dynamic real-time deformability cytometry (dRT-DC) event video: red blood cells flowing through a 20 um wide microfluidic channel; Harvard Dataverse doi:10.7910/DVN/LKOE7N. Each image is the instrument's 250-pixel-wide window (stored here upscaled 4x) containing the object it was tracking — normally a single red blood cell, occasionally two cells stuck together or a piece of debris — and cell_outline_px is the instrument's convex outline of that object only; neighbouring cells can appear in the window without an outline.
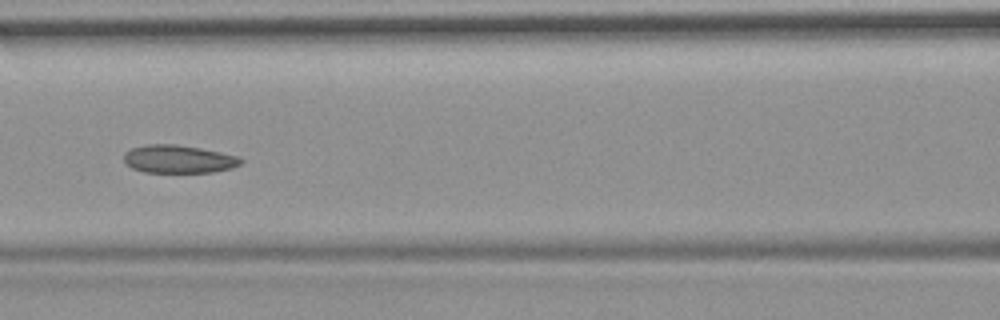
{"species": "common noctule bat (a hibernating species)", "species_latin": "Nyctalus noctula", "temperature_condition": "room temperature", "stored_images_in_passage": 54, "camera_frame_rate_fps": 3000, "um_per_image_px": 0.085, "animal": {"sex": "female", "body_mass_g": 19.9}, "frame": {"image": 1, "passage_image": 24, "time_ms": 7.667, "image_size_px": [1000, 320], "cell_outline_px": [[244, 160], [240, 164], [232, 168], [212, 172], [144, 172], [132, 168], [124, 160], [124, 152], [132, 148], [148, 144], [176, 144], [200, 148], [220, 152], [236, 156]], "centroid_in_image_um": [15.17, 13.52], "position_along_channel_um": 151.4, "area_um2": 18.96}, "authors_computed_cell_mechanics": {"area_um2": 20.23, "velocity_mm_per_s": 3.6952, "shape_relaxation_time_tau1_ms": null, "shape_relaxation_time_tau2_ms": 7.0169, "deformation_change_tau1": null, "deformation_change_tau2": 0.1328}}